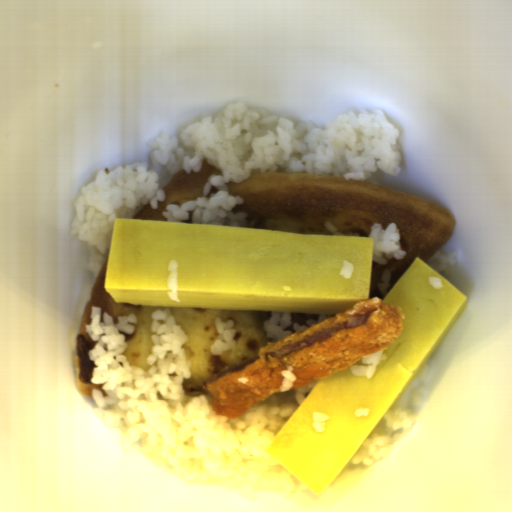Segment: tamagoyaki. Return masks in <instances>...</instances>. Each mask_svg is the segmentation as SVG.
<instances>
[{
  "label": "tamagoyaki",
  "mask_w": 512,
  "mask_h": 512,
  "mask_svg": "<svg viewBox=\"0 0 512 512\" xmlns=\"http://www.w3.org/2000/svg\"><path fill=\"white\" fill-rule=\"evenodd\" d=\"M362 358H363V356L359 360H357L352 366H367V365H369V364L363 363Z\"/></svg>",
  "instance_id": "9680ed9f"
},
{
  "label": "tamagoyaki",
  "mask_w": 512,
  "mask_h": 512,
  "mask_svg": "<svg viewBox=\"0 0 512 512\" xmlns=\"http://www.w3.org/2000/svg\"><path fill=\"white\" fill-rule=\"evenodd\" d=\"M375 238L114 218L117 304L341 313L369 299Z\"/></svg>",
  "instance_id": "81b7327e"
},
{
  "label": "tamagoyaki",
  "mask_w": 512,
  "mask_h": 512,
  "mask_svg": "<svg viewBox=\"0 0 512 512\" xmlns=\"http://www.w3.org/2000/svg\"><path fill=\"white\" fill-rule=\"evenodd\" d=\"M381 301L401 307L404 322L373 376L348 368L319 379L264 450L319 496L381 427L469 302L419 256Z\"/></svg>",
  "instance_id": "833754b4"
}]
</instances>
